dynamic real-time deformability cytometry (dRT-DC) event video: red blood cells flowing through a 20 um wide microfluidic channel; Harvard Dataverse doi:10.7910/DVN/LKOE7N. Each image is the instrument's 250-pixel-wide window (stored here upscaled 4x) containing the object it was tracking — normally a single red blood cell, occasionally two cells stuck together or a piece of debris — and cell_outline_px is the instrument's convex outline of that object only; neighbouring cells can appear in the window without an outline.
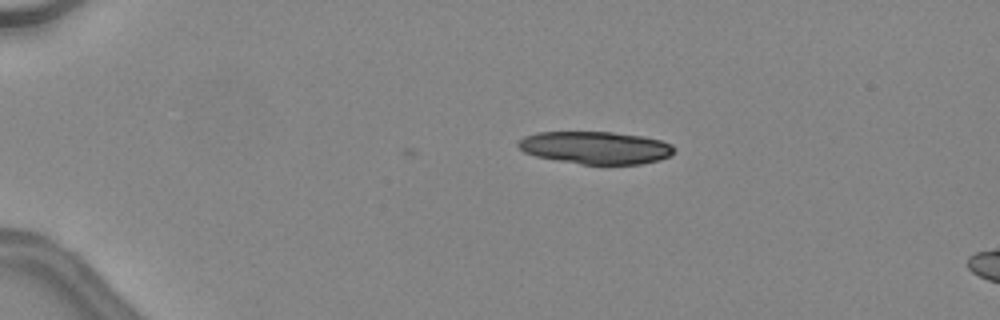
{"species": "common noctule bat (a hibernating species)", "species_latin": "Nyctalus noctula", "temperature_condition": "warm", "stored_images_in_passage": 3, "camera_frame_rate_fps": 3000, "um_per_image_px": 0.085, "animal": {"sex": "female", "body_mass_g": 24.6, "forearm_length_mm": 56.2}, "frame": {"image": 1, "passage_image": 1, "time_ms": 0.0, "image_size_px": [1000, 320], "cell_outline_px": [[676, 148], [668, 156], [660, 160], [640, 164], [580, 164], [556, 160], [536, 156], [524, 152], [516, 144], [524, 136], [536, 132], [612, 132], [644, 136], [660, 140], [672, 144]], "centroid_in_image_um": [50.63, 12.55], "position_along_channel_um": 34.4, "area_um2": 29.59}}